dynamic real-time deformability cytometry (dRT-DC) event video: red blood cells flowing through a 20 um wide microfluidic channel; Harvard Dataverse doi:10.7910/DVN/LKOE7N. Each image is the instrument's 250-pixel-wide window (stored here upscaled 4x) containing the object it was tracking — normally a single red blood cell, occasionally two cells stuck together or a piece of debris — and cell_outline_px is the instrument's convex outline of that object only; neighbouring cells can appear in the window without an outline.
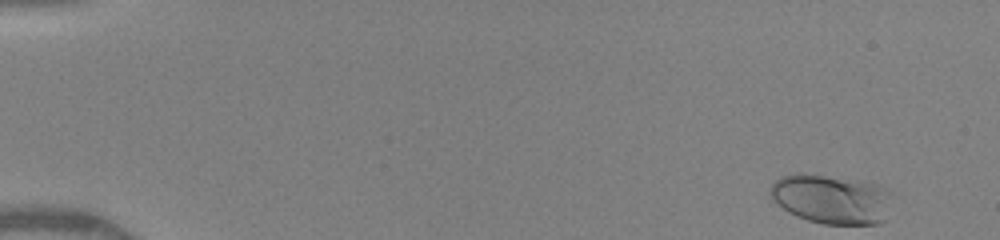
{"species": "human", "species_latin": "Homo sapiens", "temperature_condition": "warm", "stored_images_in_passage": 42, "camera_frame_rate_fps": 3000, "um_per_image_px": 0.085, "donor": {"sex": "female"}, "frame": {"image": 1, "passage_image": 1, "time_ms": 0.0, "image_size_px": [1000, 240], "cell_outline_px": [[892, 196], [884, 220], [880, 224], [824, 224], [808, 220], [796, 216], [788, 212], [768, 192], [768, 188], [780, 176], [800, 172], [804, 172], [880, 184], [892, 192]], "centroid_in_image_um": [70.68, 16.9], "position_along_channel_um": 14.3, "area_um2": 35.26}}
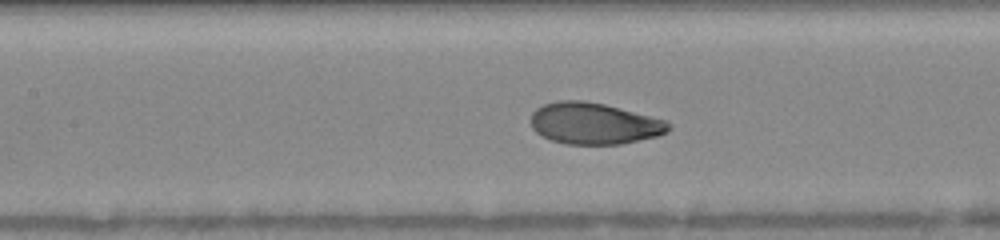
{"frame": {"image": 2, "passage_image": 22, "time_ms": 7.0, "image_size_px": [1000, 240], "cell_outline_px": [[672, 128], [668, 132], [656, 136], [620, 144], [564, 144], [552, 140], [536, 132], [532, 128], [532, 112], [536, 108], [544, 104], [556, 100], [584, 100], [604, 104], [668, 120], [672, 124]], "centroid_in_image_um": [50.53, 10.48], "position_along_channel_um": 156.9, "area_um2": 33.41}}
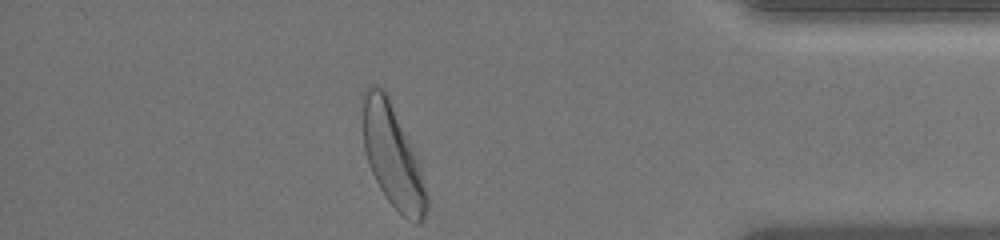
{"frame": {"image": 3, "passage_image": 42, "time_ms": 13.667, "image_size_px": [1000, 240], "cell_outline_px": [[428, 208], [420, 224], [416, 224], [408, 220], [388, 200], [380, 188], [368, 164], [364, 148], [360, 96], [360, 92], [368, 84], [376, 84], [388, 96], [420, 156], [428, 196]], "centroid_in_image_um": [33.38, 13.19], "position_along_channel_um": 401.8, "area_um2": 39.59}, "authors_computed_cell_mechanics": {"area_um2": 33.4084, "velocity_mm_per_s": 4.0946, "shape_relaxation_time_tau1_ms": 2.5055, "shape_relaxation_time_tau2_ms": null, "deformation_change_tau1": 0.1409, "deformation_change_tau2": null}}